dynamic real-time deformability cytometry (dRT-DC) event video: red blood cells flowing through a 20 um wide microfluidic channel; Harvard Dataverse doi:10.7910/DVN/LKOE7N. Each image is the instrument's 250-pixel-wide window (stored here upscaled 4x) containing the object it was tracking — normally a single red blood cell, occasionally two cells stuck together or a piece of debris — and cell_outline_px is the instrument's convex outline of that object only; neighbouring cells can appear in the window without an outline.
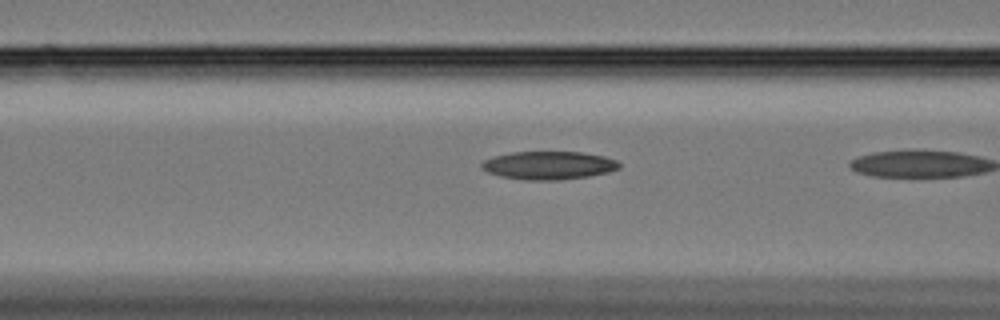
{"species": "Egyptian fruit bat (a non-hibernating species)", "species_latin": "Rousettus aegyptiacus", "temperature_condition": "cold", "stored_images_in_passage": 6, "camera_frame_rate_fps": 3000, "um_per_image_px": 0.085, "animal": {"sex": "female"}, "frame": {"image": 1, "passage_image": 4, "time_ms": 1.0, "image_size_px": [1000, 320], "cell_outline_px": [[620, 168], [608, 172], [588, 176], [560, 180], [528, 180], [500, 176], [488, 172], [480, 168], [480, 164], [484, 160], [492, 156], [512, 152], [580, 152], [604, 156], [616, 160], [620, 164]], "centroid_in_image_um": [46.61, 14.05], "position_along_channel_um": 120.0, "area_um2": 22.6}}